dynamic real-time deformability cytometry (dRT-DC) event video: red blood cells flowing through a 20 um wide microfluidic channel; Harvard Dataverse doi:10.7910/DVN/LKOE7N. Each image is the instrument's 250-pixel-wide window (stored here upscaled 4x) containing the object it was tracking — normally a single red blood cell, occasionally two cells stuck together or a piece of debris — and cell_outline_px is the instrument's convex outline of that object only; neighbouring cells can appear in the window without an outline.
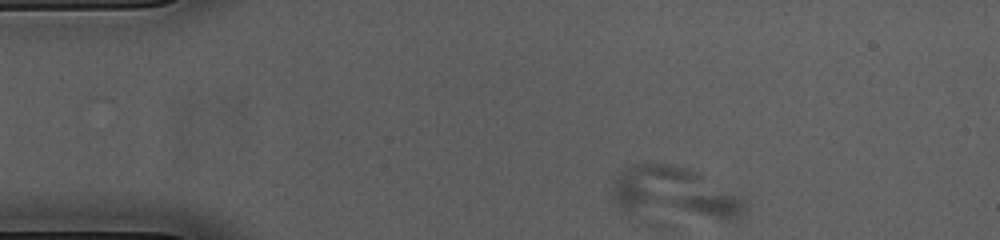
{"species": "common noctule bat (a hibernating species)", "species_latin": "Nyctalus noctula", "temperature_condition": "cold", "stored_images_in_passage": 37, "camera_frame_rate_fps": 3000, "um_per_image_px": 0.085, "animal": {"sex": "female", "body_mass_g": 23.0, "forearm_length_mm": 53.4}, "frame": {"image": 1, "passage_image": 1, "time_ms": 0.0, "image_size_px": [1000, 240], "cell_outline_px": [[744, 208], [740, 216], [732, 220], [720, 220], [628, 216], [612, 200], [612, 180], [632, 164], [668, 164], [684, 168], [740, 196], [744, 200]], "centroid_in_image_um": [57.2, 16.52], "position_along_channel_um": 27.8, "area_um2": 40.69}}
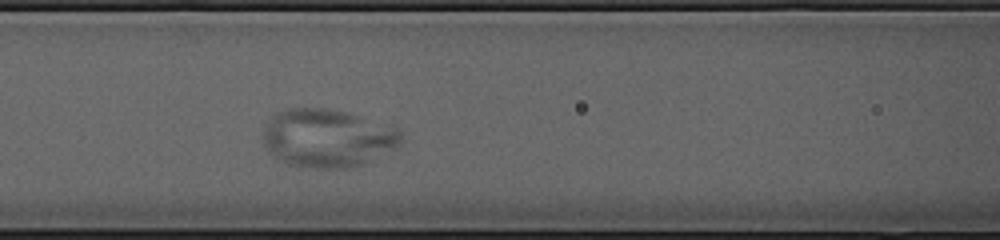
{"frame": {"image": 2, "passage_image": 15, "time_ms": 4.667, "image_size_px": [1000, 240], "cell_outline_px": [[404, 140], [396, 148], [364, 164], [352, 168], [316, 168], [288, 164], [272, 156], [268, 152], [260, 136], [276, 112], [288, 108], [328, 108], [348, 112], [396, 128], [404, 136]], "centroid_in_image_um": [27.83, 11.75], "position_along_channel_um": 138.8, "area_um2": 47.11}}
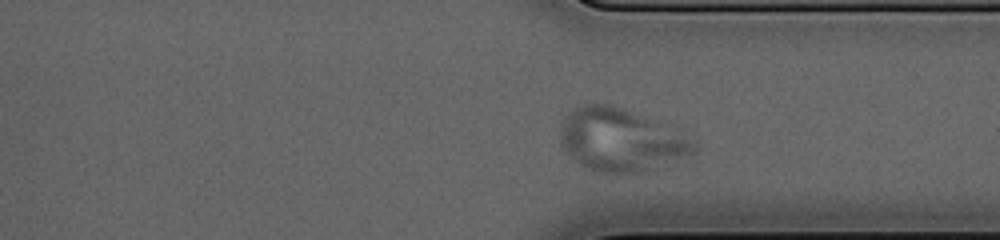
{"frame": {"image": 3, "passage_image": 33, "time_ms": 10.667, "image_size_px": [1000, 240], "cell_outline_px": [[696, 152], [648, 172], [596, 172], [584, 168], [564, 152], [560, 140], [560, 120], [568, 112], [584, 104], [608, 104], [692, 132], [696, 140]], "centroid_in_image_um": [52.83, 11.89], "position_along_channel_um": 358.6, "area_um2": 50.11}}